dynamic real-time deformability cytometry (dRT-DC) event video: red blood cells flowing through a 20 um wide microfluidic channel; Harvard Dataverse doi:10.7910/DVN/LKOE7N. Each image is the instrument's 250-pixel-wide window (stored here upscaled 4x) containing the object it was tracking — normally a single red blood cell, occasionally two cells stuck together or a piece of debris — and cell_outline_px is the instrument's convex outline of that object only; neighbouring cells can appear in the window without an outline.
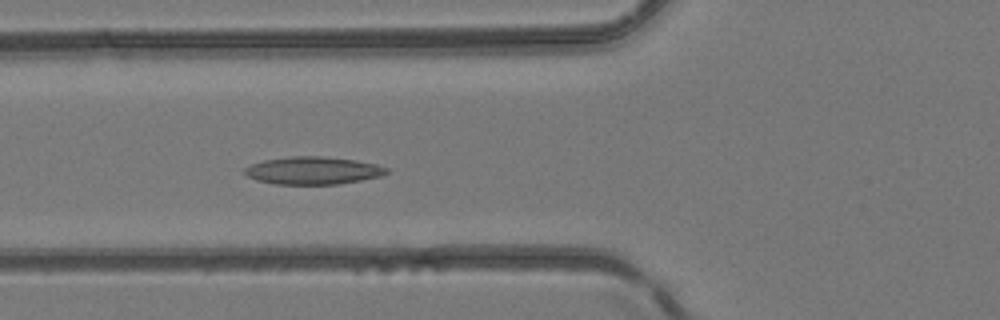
{"species": "common noctule bat (a hibernating species)", "species_latin": "Nyctalus noctula", "temperature_condition": "room temperature", "stored_images_in_passage": 46, "camera_frame_rate_fps": 3000, "um_per_image_px": 0.085, "animal": {"sex": "female", "body_mass_g": 24.6, "forearm_length_mm": 56.2}, "frame": {"image": 1, "passage_image": 16, "time_ms": 5.0, "image_size_px": [1000, 320], "cell_outline_px": [[388, 172], [380, 176], [360, 180], [336, 184], [276, 184], [256, 180], [248, 176], [244, 172], [244, 168], [252, 164], [264, 160], [292, 156], [320, 156], [356, 160], [376, 164], [388, 168]], "centroid_in_image_um": [26.59, 14.49], "position_along_channel_um": 99.2, "area_um2": 22.66}}
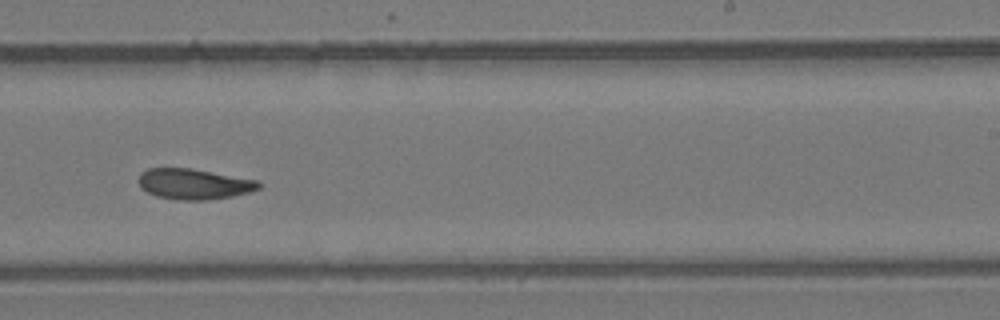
{"frame": {"image": 2, "passage_image": 28, "time_ms": 9.0, "image_size_px": [1000, 320], "cell_outline_px": [[260, 188], [248, 192], [232, 196], [204, 200], [180, 200], [156, 196], [140, 188], [140, 172], [148, 168], [192, 168], [256, 180], [260, 184]], "centroid_in_image_um": [16.46, 15.63], "position_along_channel_um": 272.5, "area_um2": 21.21}}
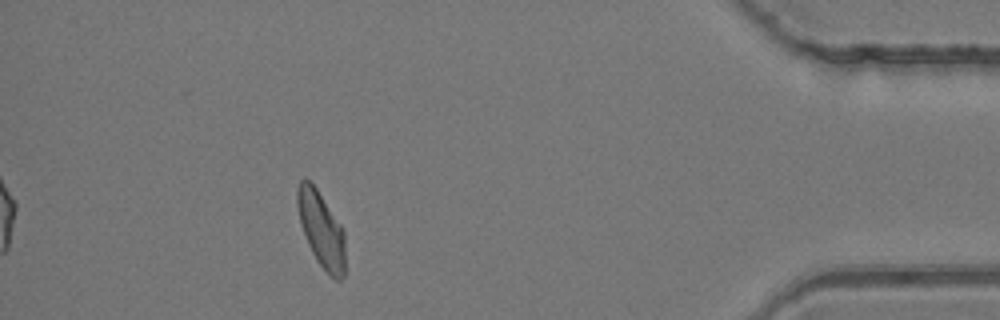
{"frame": {"image": 3, "passage_image": 41, "time_ms": 13.333, "image_size_px": [1000, 320], "cell_outline_px": [[344, 276], [340, 280], [336, 280], [316, 260], [308, 244], [300, 220], [296, 204], [296, 188], [300, 180], [308, 180], [316, 188], [340, 224], [344, 232]], "centroid_in_image_um": [27.29, 19.49], "position_along_channel_um": 407.9, "area_um2": 20.58}}